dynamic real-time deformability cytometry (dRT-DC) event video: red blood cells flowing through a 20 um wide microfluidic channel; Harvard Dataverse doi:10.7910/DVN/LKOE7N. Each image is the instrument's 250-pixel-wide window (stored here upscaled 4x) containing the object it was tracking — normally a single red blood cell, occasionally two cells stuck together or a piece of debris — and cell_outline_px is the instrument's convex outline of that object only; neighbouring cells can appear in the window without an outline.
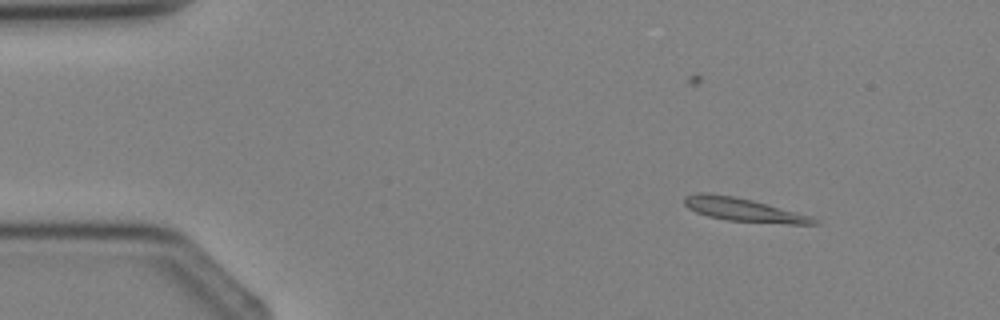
{"species": "Egyptian fruit bat (a non-hibernating species)", "species_latin": "Rousettus aegyptiacus", "temperature_condition": "cold", "stored_images_in_passage": 5, "camera_frame_rate_fps": 3000, "um_per_image_px": 0.085, "animal": {"sex": "female"}, "frame": {"image": 1, "passage_image": 3, "time_ms": 2.333, "image_size_px": [1000, 320], "cell_outline_px": [[820, 224], [788, 224], [728, 220], [708, 216], [696, 212], [688, 208], [684, 204], [684, 196], [696, 192], [708, 192], [732, 196], [752, 200], [812, 216], [820, 220]], "centroid_in_image_um": [63.2, 17.82], "position_along_channel_um": 21.8, "area_um2": 17.69}}
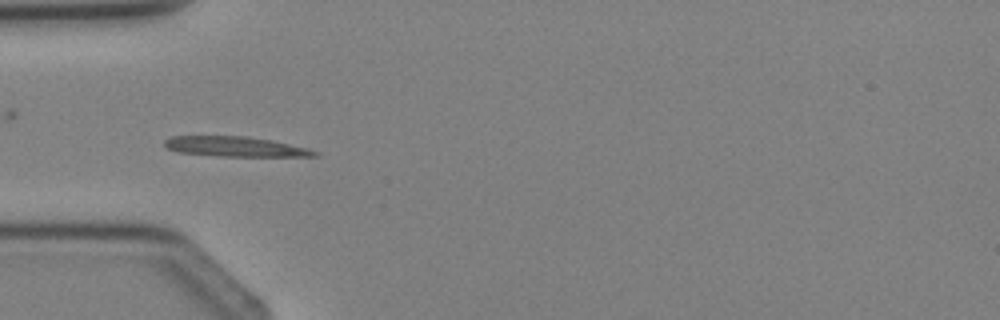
{"frame": {"image": 2, "passage_image": 5, "time_ms": 4.667, "image_size_px": [1000, 320], "cell_outline_px": [[320, 156], [220, 156], [176, 152], [168, 148], [164, 144], [164, 140], [172, 136], [248, 136], [308, 148], [320, 152]], "centroid_in_image_um": [19.98, 12.46], "position_along_channel_um": 65.0, "area_um2": 17.34}}